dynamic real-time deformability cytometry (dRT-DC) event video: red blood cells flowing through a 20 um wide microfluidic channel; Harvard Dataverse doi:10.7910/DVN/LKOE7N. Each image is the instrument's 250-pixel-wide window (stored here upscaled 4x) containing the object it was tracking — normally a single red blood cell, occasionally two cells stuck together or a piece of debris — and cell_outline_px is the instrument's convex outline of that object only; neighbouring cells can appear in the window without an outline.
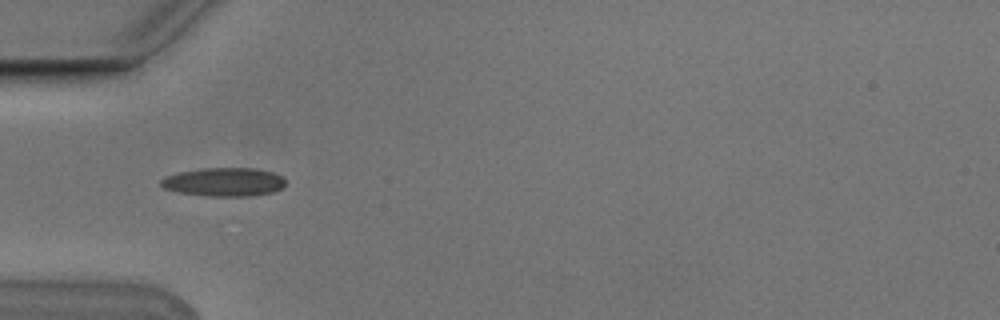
{"species": "Egyptian fruit bat (a non-hibernating species)", "species_latin": "Rousettus aegyptiacus", "temperature_condition": "cold", "stored_images_in_passage": 5, "camera_frame_rate_fps": 3000, "um_per_image_px": 0.085, "animal": {"sex": "male"}, "frame": {"image": 1, "passage_image": 5, "time_ms": 1.333, "image_size_px": [1000, 320], "cell_outline_px": [[284, 184], [280, 188], [272, 192], [252, 196], [208, 196], [180, 192], [164, 188], [160, 184], [160, 180], [168, 176], [180, 172], [200, 168], [256, 168], [272, 172], [280, 176], [284, 180]], "centroid_in_image_um": [19.03, 15.46], "position_along_channel_um": 66.0, "area_um2": 20.52}}